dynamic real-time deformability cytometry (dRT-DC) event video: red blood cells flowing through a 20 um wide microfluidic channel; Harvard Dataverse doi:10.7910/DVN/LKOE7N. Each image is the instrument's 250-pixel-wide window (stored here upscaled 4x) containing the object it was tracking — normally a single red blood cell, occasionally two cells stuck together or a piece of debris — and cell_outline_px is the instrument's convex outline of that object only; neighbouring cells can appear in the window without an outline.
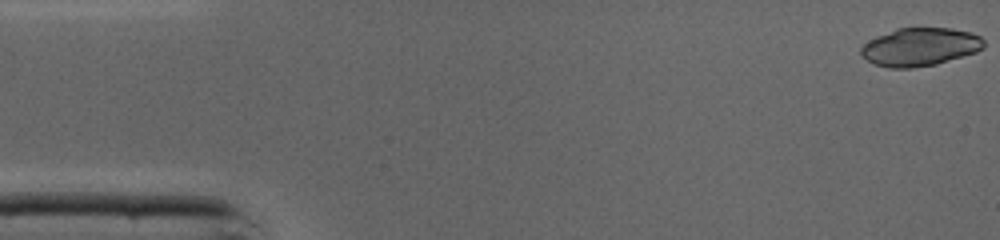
{"species": "common noctule bat (a hibernating species)", "species_latin": "Nyctalus noctula", "temperature_condition": "cold", "stored_images_in_passage": 45, "camera_frame_rate_fps": 3000, "um_per_image_px": 0.085, "animal": {"sex": "male", "body_mass_g": 19.0, "forearm_length_mm": 50.8}, "frame": {"image": 1, "passage_image": 1, "time_ms": 0.0, "image_size_px": [1000, 240], "cell_outline_px": [[984, 48], [976, 52], [936, 64], [912, 68], [888, 68], [872, 64], [860, 52], [860, 48], [868, 40], [876, 36], [896, 28], [952, 28], [972, 32], [980, 36], [984, 40]], "centroid_in_image_um": [78.2, 3.98], "position_along_channel_um": 6.8, "area_um2": 27.46}}